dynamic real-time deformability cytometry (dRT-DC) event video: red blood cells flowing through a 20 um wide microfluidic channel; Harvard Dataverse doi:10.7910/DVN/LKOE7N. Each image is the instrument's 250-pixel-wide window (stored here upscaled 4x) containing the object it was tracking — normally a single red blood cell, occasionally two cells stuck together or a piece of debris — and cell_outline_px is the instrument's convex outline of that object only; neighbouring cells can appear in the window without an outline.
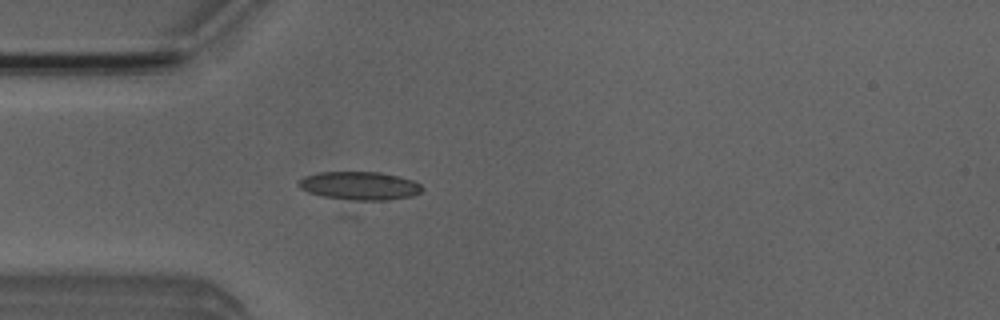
{"species": "Egyptian fruit bat (a non-hibernating species)", "species_latin": "Rousettus aegyptiacus", "temperature_condition": "room temperature", "stored_images_in_passage": 4, "camera_frame_rate_fps": 3000, "um_per_image_px": 0.085, "animal": {"sex": "male"}, "frame": {"image": 1, "passage_image": 4, "time_ms": 3.667, "image_size_px": [1000, 320], "cell_outline_px": [[424, 188], [420, 192], [412, 196], [364, 204], [360, 204], [340, 200], [308, 192], [300, 188], [296, 184], [304, 176], [320, 172], [380, 172], [412, 180], [420, 184]], "centroid_in_image_um": [30.56, 15.84], "position_along_channel_um": 54.4, "area_um2": 21.15}}